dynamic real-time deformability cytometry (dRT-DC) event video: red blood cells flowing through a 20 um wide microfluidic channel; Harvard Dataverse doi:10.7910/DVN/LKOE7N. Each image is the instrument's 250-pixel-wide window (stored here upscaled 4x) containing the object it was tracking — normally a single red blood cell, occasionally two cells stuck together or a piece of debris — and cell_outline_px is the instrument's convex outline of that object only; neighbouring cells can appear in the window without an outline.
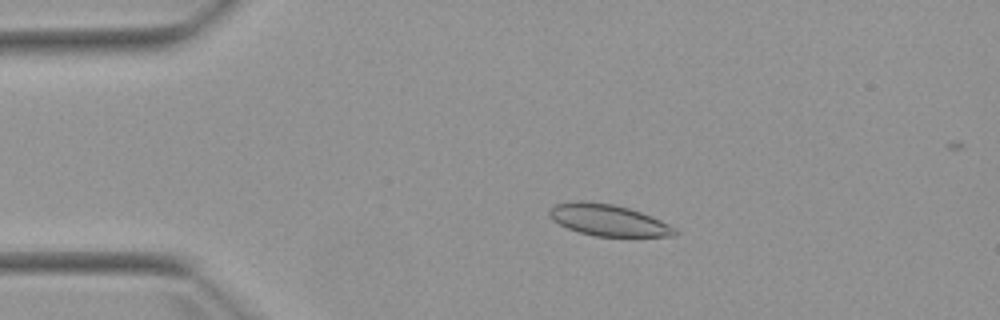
{"species": "Egyptian fruit bat (a non-hibernating species)", "species_latin": "Rousettus aegyptiacus", "temperature_condition": "warm", "stored_images_in_passage": 6, "camera_frame_rate_fps": 3000, "um_per_image_px": 0.085, "animal": {"sex": "female"}, "frame": {"image": 1, "passage_image": 2, "time_ms": 2.0, "image_size_px": [1000, 320], "cell_outline_px": [[676, 236], [596, 236], [580, 232], [568, 228], [552, 220], [548, 216], [548, 212], [556, 204], [576, 200], [584, 200], [612, 204], [628, 208], [652, 216], [676, 228]], "centroid_in_image_um": [51.68, 18.7], "position_along_channel_um": 33.3, "area_um2": 22.89}}
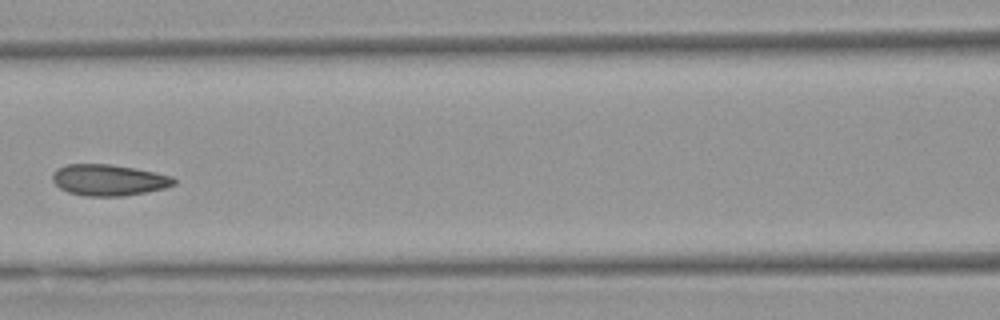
{"frame": {"image": 2, "passage_image": 5, "time_ms": 6.333, "image_size_px": [1000, 320], "cell_outline_px": [[176, 184], [164, 188], [124, 196], [84, 196], [68, 192], [60, 188], [52, 180], [52, 176], [56, 168], [64, 164], [112, 164], [172, 176], [176, 180]], "centroid_in_image_um": [9.2, 15.3], "position_along_channel_um": 157.4, "area_um2": 22.02}}
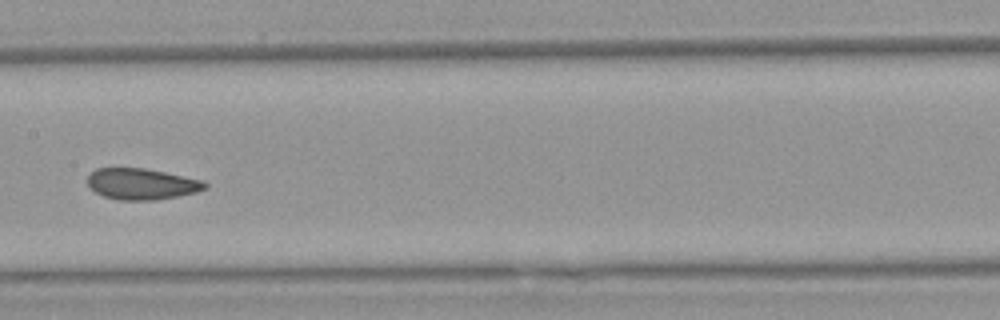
{"frame": {"image": 3, "passage_image": 6, "time_ms": 7.333, "image_size_px": [1000, 320], "cell_outline_px": [[208, 188], [196, 192], [156, 200], [120, 200], [104, 196], [96, 192], [88, 184], [88, 176], [96, 168], [144, 168], [204, 180], [208, 184]], "centroid_in_image_um": [12.07, 15.63], "position_along_channel_um": 195.3, "area_um2": 21.21}}